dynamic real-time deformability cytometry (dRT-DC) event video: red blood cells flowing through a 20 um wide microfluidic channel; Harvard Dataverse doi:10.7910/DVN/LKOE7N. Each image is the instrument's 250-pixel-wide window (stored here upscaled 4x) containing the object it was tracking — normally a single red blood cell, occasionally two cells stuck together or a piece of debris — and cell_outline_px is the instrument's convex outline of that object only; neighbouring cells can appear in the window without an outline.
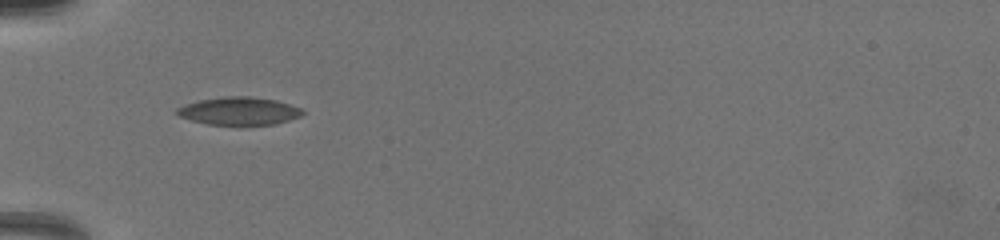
{"species": "common noctule bat (a hibernating species)", "species_latin": "Nyctalus noctula", "temperature_condition": "warm", "stored_images_in_passage": 3, "camera_frame_rate_fps": 3000, "um_per_image_px": 0.085, "animal": {"sex": "female", "body_mass_g": 19.5, "forearm_length_mm": 54.1}, "frame": {"image": 1, "passage_image": 1, "time_ms": 0.0, "image_size_px": [1000, 240], "cell_outline_px": [[304, 112], [300, 116], [288, 120], [272, 124], [208, 124], [192, 120], [180, 116], [176, 112], [176, 108], [184, 104], [200, 100], [228, 96], [248, 96], [276, 100], [300, 108]], "centroid_in_image_um": [20.3, 9.42], "position_along_channel_um": 64.7, "area_um2": 19.94}}
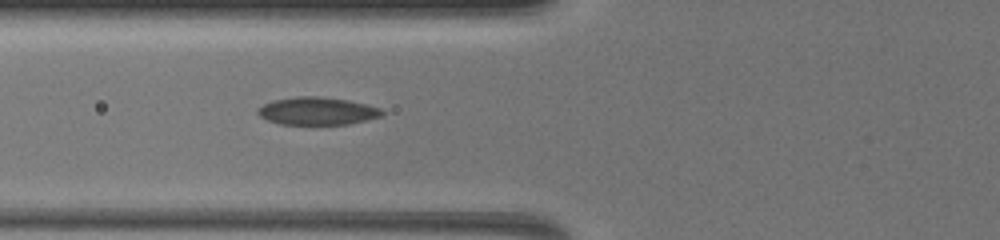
{"frame": {"image": 2, "passage_image": 2, "time_ms": 1.0, "image_size_px": [1000, 240], "cell_outline_px": [[384, 112], [380, 116], [348, 124], [280, 124], [268, 120], [260, 116], [256, 112], [264, 104], [272, 100], [296, 96], [316, 96], [344, 100], [364, 104], [380, 108]], "centroid_in_image_um": [26.91, 9.44], "position_along_channel_um": 98.9, "area_um2": 19.65}}